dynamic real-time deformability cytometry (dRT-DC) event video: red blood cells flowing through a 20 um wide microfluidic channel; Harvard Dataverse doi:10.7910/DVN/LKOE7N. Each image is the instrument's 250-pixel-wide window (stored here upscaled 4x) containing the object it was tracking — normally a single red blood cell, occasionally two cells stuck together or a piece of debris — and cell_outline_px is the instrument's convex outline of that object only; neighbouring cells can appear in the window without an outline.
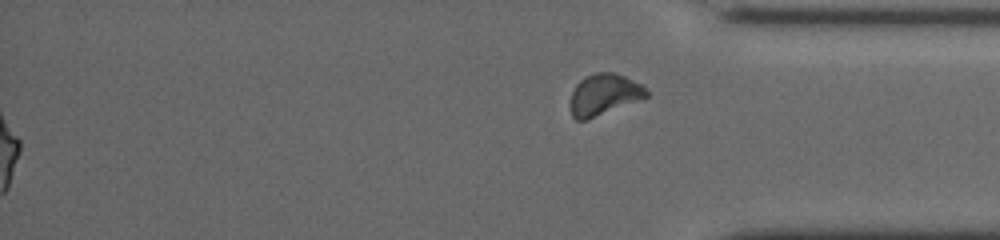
{"species": "common noctule bat (a hibernating species)", "species_latin": "Nyctalus noctula", "temperature_condition": "cold", "stored_images_in_passage": 52, "segment_of_instrument_passage": [2, 2], "camera_frame_rate_fps": 3000, "um_per_image_px": 0.085, "animal": {"sex": "female", "body_mass_g": 19.5, "forearm_length_mm": 54.1}, "frame": {"image": 1, "passage_image": 52, "time_ms": 18.333, "image_size_px": [1000, 240], "cell_outline_px": [[648, 96], [588, 120], [576, 120], [572, 116], [568, 104], [572, 92], [576, 84], [584, 76], [596, 72], [612, 72], [624, 76], [640, 84], [648, 92]], "centroid_in_image_um": [51.27, 8.05], "position_along_channel_um": 383.9, "area_um2": 18.32}}